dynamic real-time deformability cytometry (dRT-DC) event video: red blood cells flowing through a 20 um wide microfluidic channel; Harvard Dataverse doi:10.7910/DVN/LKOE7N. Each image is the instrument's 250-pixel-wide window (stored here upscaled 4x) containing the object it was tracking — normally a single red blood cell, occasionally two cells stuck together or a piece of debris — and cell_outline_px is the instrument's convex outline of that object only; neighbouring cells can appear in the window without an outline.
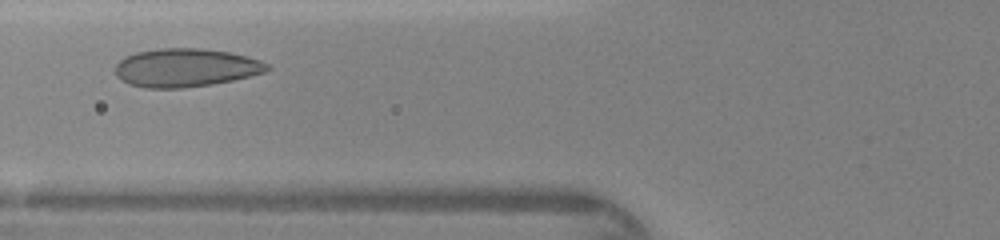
{"species": "human", "species_latin": "Homo sapiens", "temperature_condition": "warm", "stored_images_in_passage": 26, "camera_frame_rate_fps": 3000, "um_per_image_px": 0.085, "donor": {"sex": "female"}, "frame": {"image": 1, "passage_image": 6, "time_ms": 1.667, "image_size_px": [1000, 240], "cell_outline_px": [[272, 68], [264, 72], [232, 80], [184, 88], [144, 88], [128, 84], [116, 76], [116, 64], [124, 56], [136, 52], [156, 48], [200, 48], [228, 52], [260, 60], [268, 64]], "centroid_in_image_um": [15.73, 5.75], "position_along_channel_um": 110.1, "area_um2": 33.87}}
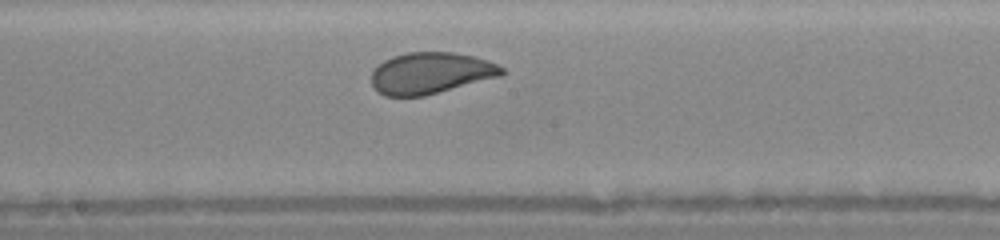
{"frame": {"image": 2, "passage_image": 13, "time_ms": 4.0, "image_size_px": [1000, 240], "cell_outline_px": [[508, 72], [500, 76], [424, 96], [384, 96], [372, 84], [372, 72], [384, 60], [392, 56], [408, 52], [452, 52], [472, 56], [488, 60], [504, 68]], "centroid_in_image_um": [36.63, 6.21], "position_along_channel_um": 211.6, "area_um2": 31.27}}
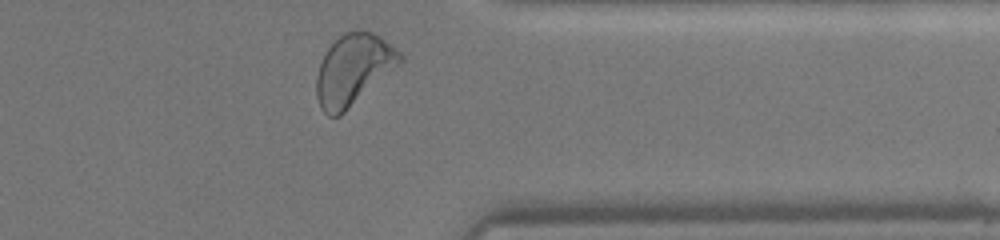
{"frame": {"image": 3, "passage_image": 25, "time_ms": 8.0, "image_size_px": [1000, 240], "cell_outline_px": [[404, 60], [400, 64], [340, 116], [328, 116], [320, 108], [316, 96], [316, 76], [320, 60], [324, 52], [344, 32], [372, 32], [380, 36], [396, 48], [404, 56]], "centroid_in_image_um": [30.02, 5.93], "position_along_channel_um": 381.4, "area_um2": 34.33}}